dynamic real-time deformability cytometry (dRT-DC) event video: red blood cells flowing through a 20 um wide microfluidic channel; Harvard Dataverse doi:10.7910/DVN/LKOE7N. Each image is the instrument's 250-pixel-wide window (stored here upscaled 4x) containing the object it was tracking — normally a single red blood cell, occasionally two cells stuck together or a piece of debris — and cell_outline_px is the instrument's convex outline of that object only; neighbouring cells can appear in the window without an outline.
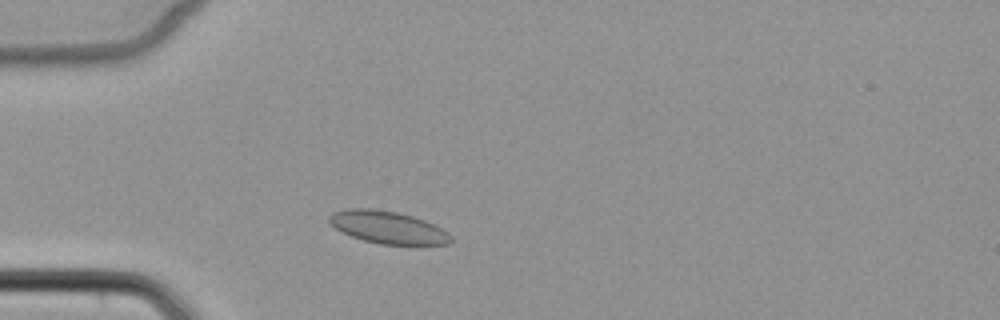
{"species": "common noctule bat (a hibernating species)", "species_latin": "Nyctalus noctula", "temperature_condition": "cold", "stored_images_in_passage": 2, "camera_frame_rate_fps": 3000, "um_per_image_px": 0.085, "animal": {"sex": "female", "body_mass_g": 22.7, "forearm_length_mm": 54.2}, "frame": {"image": 1, "passage_image": 2, "time_ms": 1.0, "image_size_px": [1000, 320], "cell_outline_px": [[452, 240], [448, 244], [380, 244], [364, 240], [352, 236], [336, 228], [328, 220], [328, 216], [332, 212], [348, 208], [372, 208], [396, 212], [412, 216], [424, 220], [448, 232], [452, 236]], "centroid_in_image_um": [32.95, 19.31], "position_along_channel_um": 52.1, "area_um2": 22.72}}